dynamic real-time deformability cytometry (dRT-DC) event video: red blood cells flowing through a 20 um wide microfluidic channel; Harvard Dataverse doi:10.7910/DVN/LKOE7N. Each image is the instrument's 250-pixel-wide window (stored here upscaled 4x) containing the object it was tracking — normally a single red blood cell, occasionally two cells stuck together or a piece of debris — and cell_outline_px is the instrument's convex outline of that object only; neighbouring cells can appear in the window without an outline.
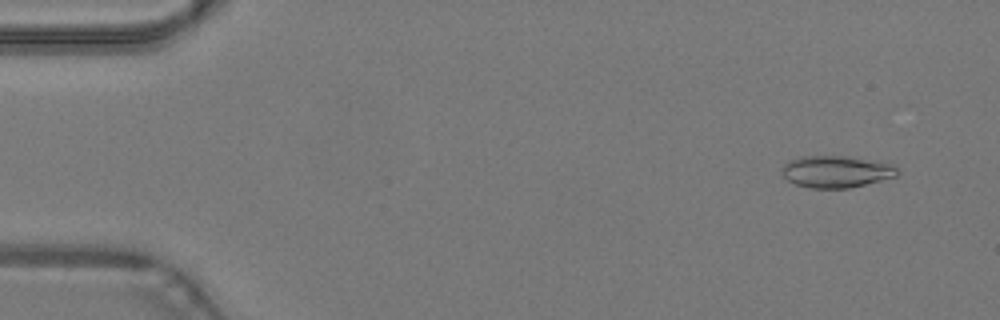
{"species": "common noctule bat (a hibernating species)", "species_latin": "Nyctalus noctula", "temperature_condition": "warm", "stored_images_in_passage": 5, "camera_frame_rate_fps": 3000, "um_per_image_px": 0.085, "animal": {"sex": "male", "body_mass_g": 19.2, "forearm_length_mm": 51.8}, "frame": {"image": 1, "passage_image": 4, "time_ms": 1.0, "image_size_px": [1000, 320], "cell_outline_px": [[900, 172], [896, 176], [848, 188], [812, 188], [796, 184], [788, 180], [780, 172], [780, 168], [788, 160], [800, 156], [848, 156], [888, 164], [900, 168]], "centroid_in_image_um": [71.02, 14.58], "position_along_channel_um": 14.0, "area_um2": 21.33}}